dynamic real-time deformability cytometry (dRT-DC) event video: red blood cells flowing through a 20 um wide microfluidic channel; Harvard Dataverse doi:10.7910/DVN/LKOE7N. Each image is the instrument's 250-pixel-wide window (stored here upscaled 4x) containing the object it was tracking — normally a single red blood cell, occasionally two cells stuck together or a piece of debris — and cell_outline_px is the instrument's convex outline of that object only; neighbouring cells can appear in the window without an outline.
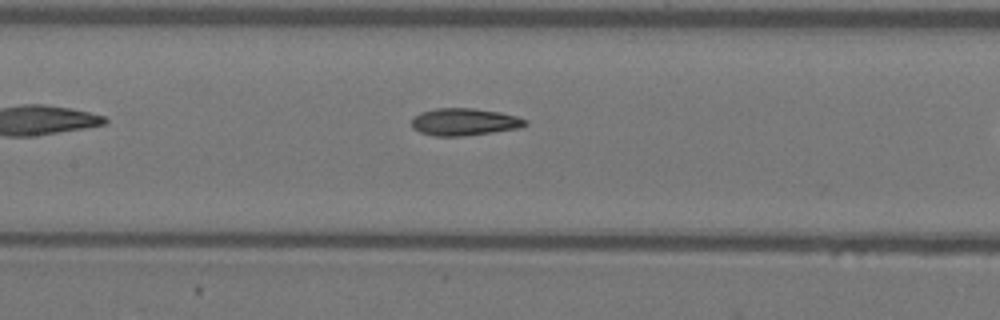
{"species": "Egyptian fruit bat (a non-hibernating species)", "species_latin": "Rousettus aegyptiacus", "temperature_condition": "warm", "stored_images_in_passage": 9, "camera_frame_rate_fps": 3000, "um_per_image_px": 0.085, "animal": {"sex": "female"}, "frame": {"image": 1, "passage_image": 8, "time_ms": 2.333, "image_size_px": [1000, 320], "cell_outline_px": [[528, 124], [520, 128], [492, 132], [460, 136], [436, 136], [420, 132], [412, 128], [412, 120], [420, 112], [436, 108], [472, 108], [500, 112], [516, 116], [528, 120]], "centroid_in_image_um": [39.49, 10.36], "position_along_channel_um": 167.9, "area_um2": 17.98}}